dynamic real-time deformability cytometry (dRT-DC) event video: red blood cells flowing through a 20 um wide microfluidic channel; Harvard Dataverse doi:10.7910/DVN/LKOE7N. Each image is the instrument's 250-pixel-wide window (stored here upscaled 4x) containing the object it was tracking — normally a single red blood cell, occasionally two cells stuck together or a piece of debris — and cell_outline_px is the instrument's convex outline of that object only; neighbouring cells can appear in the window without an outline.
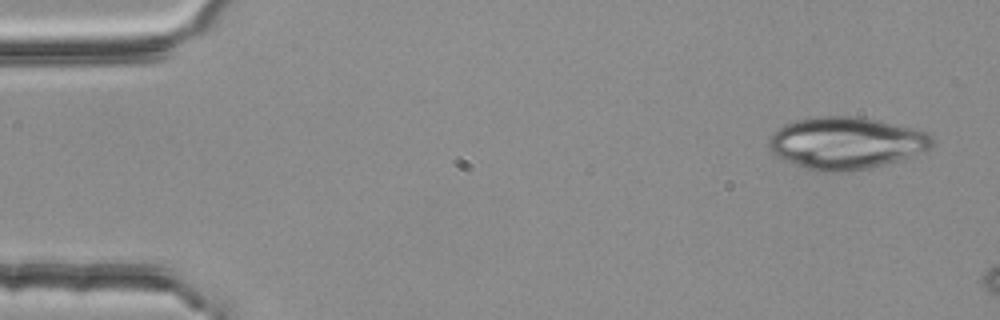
{"species": "common noctule bat (a hibernating species)", "species_latin": "Nyctalus noctula", "temperature_condition": "room temperature", "stored_images_in_passage": 3, "camera_frame_rate_fps": 3000, "um_per_image_px": 0.085, "animal": {"sex": "female", "body_mass_g": 25.1}, "frame": {"image": 1, "passage_image": 1, "time_ms": 0.0, "image_size_px": [1000, 320], "cell_outline_px": [[932, 144], [928, 148], [912, 156], [884, 164], [844, 172], [820, 172], [796, 164], [776, 156], [772, 152], [768, 144], [768, 140], [772, 132], [784, 124], [796, 120], [816, 116], [856, 116], [880, 120], [928, 132], [932, 136]], "centroid_in_image_um": [71.88, 12.14], "position_along_channel_um": 13.1, "area_um2": 49.3}}